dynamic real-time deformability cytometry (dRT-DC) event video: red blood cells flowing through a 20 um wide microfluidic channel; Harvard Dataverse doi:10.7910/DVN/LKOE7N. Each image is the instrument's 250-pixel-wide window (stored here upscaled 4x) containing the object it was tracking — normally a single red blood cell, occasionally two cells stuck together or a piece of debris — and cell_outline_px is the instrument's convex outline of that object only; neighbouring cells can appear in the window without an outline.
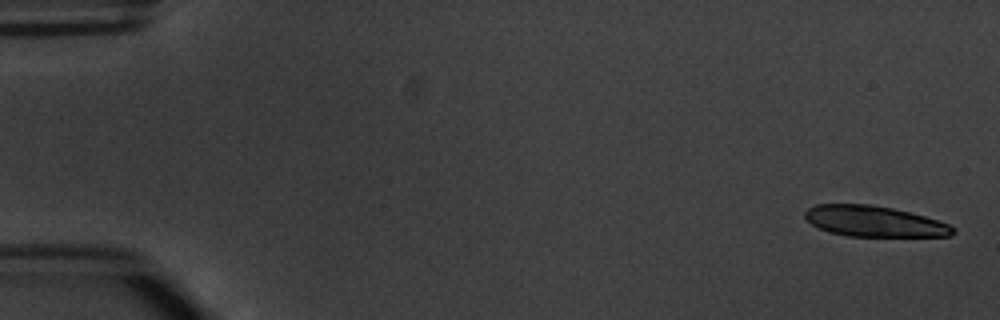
{"species": "common noctule bat (a hibernating species)", "species_latin": "Nyctalus noctula", "temperature_condition": "warm", "stored_images_in_passage": 7, "camera_frame_rate_fps": 3000, "um_per_image_px": 0.085, "animal": {"sex": "male", "body_mass_g": 20.1, "forearm_length_mm": 53.5}, "frame": {"image": 1, "passage_image": 1, "time_ms": 0.0, "image_size_px": [1000, 320], "cell_outline_px": [[956, 232], [948, 236], [848, 236], [832, 232], [820, 228], [812, 224], [804, 216], [804, 212], [808, 208], [816, 204], [872, 204], [892, 208], [924, 216], [948, 224], [956, 228]], "centroid_in_image_um": [74.3, 18.8], "position_along_channel_um": 10.7, "area_um2": 26.3}}
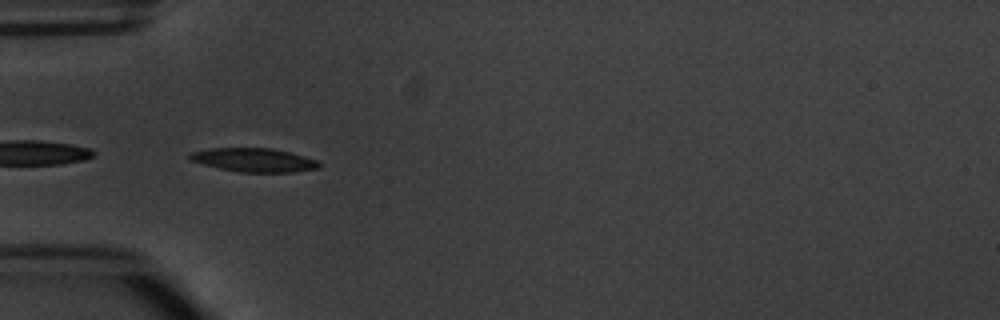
{"frame": {"image": 2, "passage_image": 5, "time_ms": 5.333, "image_size_px": [1000, 320], "cell_outline_px": [[320, 168], [292, 172], [240, 172], [220, 168], [188, 160], [188, 156], [192, 152], [208, 148], [272, 148], [292, 152], [316, 160], [320, 164]], "centroid_in_image_um": [21.59, 13.59], "position_along_channel_um": 63.4, "area_um2": 17.86}}
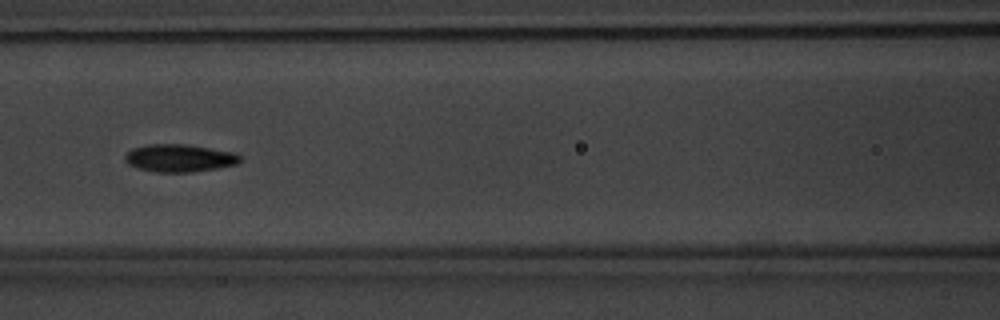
{"frame": {"image": 3, "passage_image": 7, "time_ms": 7.667, "image_size_px": [1000, 320], "cell_outline_px": [[240, 160], [236, 164], [216, 168], [192, 172], [152, 172], [136, 168], [128, 164], [124, 160], [124, 156], [132, 148], [148, 144], [184, 144], [232, 152], [240, 156]], "centroid_in_image_um": [15.17, 13.44], "position_along_channel_um": 151.4, "area_um2": 18.44}}